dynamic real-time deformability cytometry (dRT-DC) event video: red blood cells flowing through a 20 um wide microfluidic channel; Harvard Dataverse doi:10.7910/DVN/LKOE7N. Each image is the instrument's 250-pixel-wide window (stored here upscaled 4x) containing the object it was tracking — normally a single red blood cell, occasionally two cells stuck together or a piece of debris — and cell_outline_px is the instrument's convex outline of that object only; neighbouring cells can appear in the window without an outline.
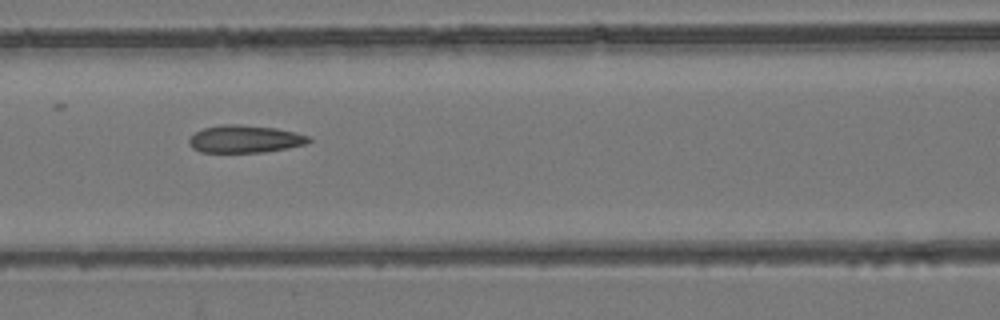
{"species": "common noctule bat (a hibernating species)", "species_latin": "Nyctalus noctula", "temperature_condition": "room temperature", "stored_images_in_passage": 6, "camera_frame_rate_fps": 3000, "um_per_image_px": 0.085, "animal": {"sex": "female", "body_mass_g": 24.6, "forearm_length_mm": 56.2}, "frame": {"image": 1, "passage_image": 4, "time_ms": 3.333, "image_size_px": [1000, 320], "cell_outline_px": [[312, 140], [308, 144], [288, 148], [264, 152], [200, 152], [192, 148], [188, 144], [188, 140], [196, 132], [204, 128], [224, 124], [240, 124], [276, 128], [296, 132], [308, 136]], "centroid_in_image_um": [20.84, 11.82], "position_along_channel_um": 145.8, "area_um2": 19.31}}
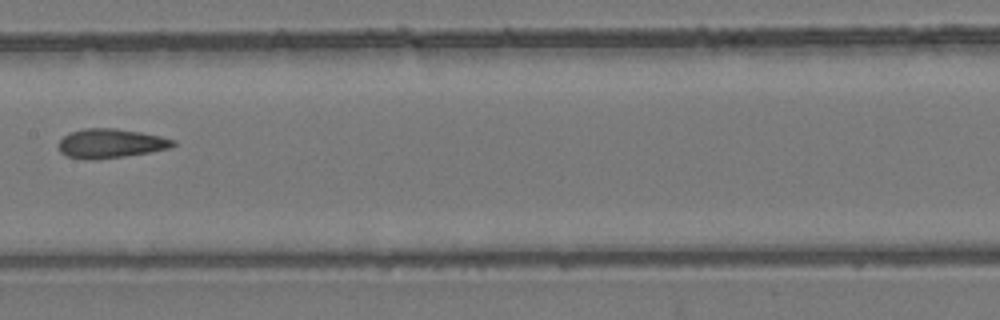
{"frame": {"image": 2, "passage_image": 5, "time_ms": 4.667, "image_size_px": [1000, 320], "cell_outline_px": [[176, 144], [168, 148], [148, 152], [124, 156], [96, 160], [88, 160], [68, 156], [60, 152], [56, 144], [64, 136], [72, 132], [84, 128], [116, 128], [140, 132], [160, 136], [176, 140]], "centroid_in_image_um": [9.37, 12.19], "position_along_channel_um": 198.0, "area_um2": 19.48}}
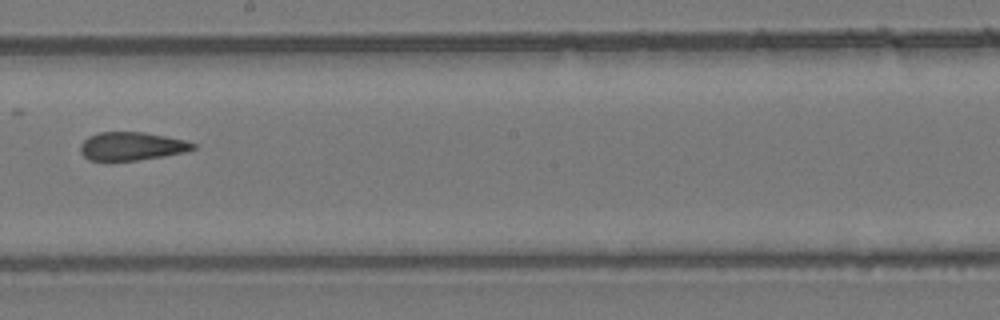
{"frame": {"image": 3, "passage_image": 6, "time_ms": 5.667, "image_size_px": [1000, 320], "cell_outline_px": [[196, 148], [184, 152], [164, 156], [136, 160], [88, 160], [80, 152], [80, 144], [88, 136], [100, 132], [144, 132], [184, 140], [196, 144]], "centroid_in_image_um": [11.17, 12.42], "position_along_channel_um": 237.0, "area_um2": 18.44}}